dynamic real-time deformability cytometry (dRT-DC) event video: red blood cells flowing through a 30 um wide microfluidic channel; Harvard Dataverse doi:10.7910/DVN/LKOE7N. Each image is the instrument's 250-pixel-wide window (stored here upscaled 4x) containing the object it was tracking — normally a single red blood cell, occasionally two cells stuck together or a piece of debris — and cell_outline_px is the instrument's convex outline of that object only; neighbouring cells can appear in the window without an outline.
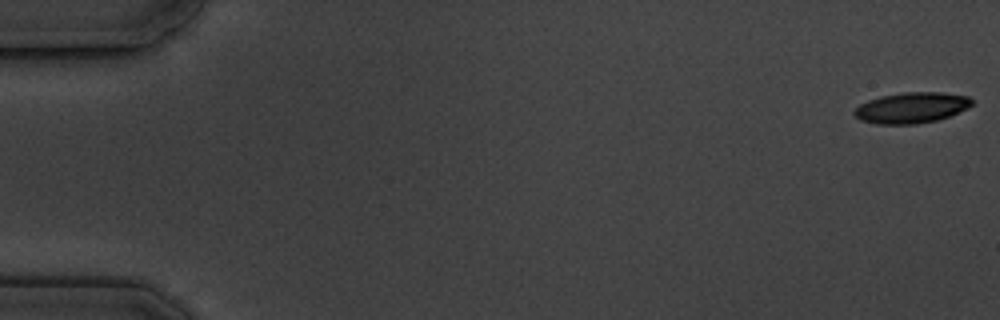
{"species": "common noctule bat (a hibernating species)", "species_latin": "Nyctalus noctula", "temperature_condition": "cold", "stored_images_in_passage": 8, "camera_frame_rate_fps": 3000, "um_per_image_px": 0.085, "animal": {"sex": "male", "body_mass_g": 19.5, "forearm_length_mm": 54.6}, "frame": {"image": 1, "passage_image": 1, "time_ms": 0.0, "image_size_px": [1000, 320], "cell_outline_px": [[972, 104], [968, 108], [948, 116], [936, 120], [916, 124], [876, 124], [860, 120], [852, 112], [860, 104], [868, 100], [880, 96], [904, 92], [944, 92], [968, 96], [972, 100]], "centroid_in_image_um": [77.46, 9.15], "position_along_channel_um": 7.5, "area_um2": 21.1}}
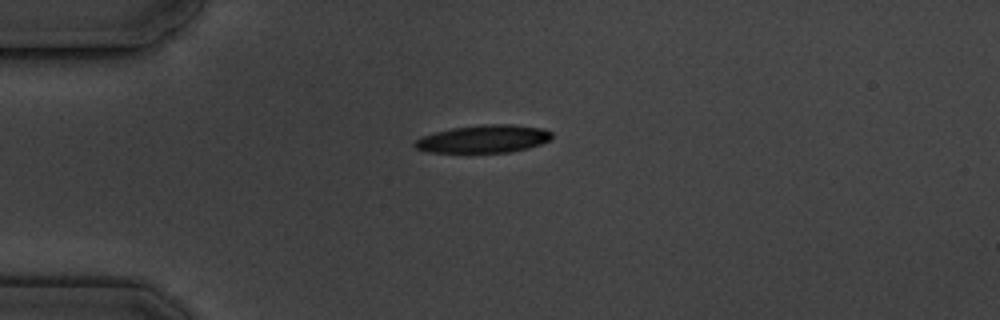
{"frame": {"image": 2, "passage_image": 5, "time_ms": 4.667, "image_size_px": [1000, 320], "cell_outline_px": [[552, 136], [548, 140], [540, 144], [528, 148], [508, 152], [428, 152], [416, 148], [412, 144], [416, 140], [424, 136], [436, 132], [452, 128], [484, 124], [512, 124], [544, 128], [552, 132]], "centroid_in_image_um": [41.13, 11.8], "position_along_channel_um": 43.9, "area_um2": 22.02}}